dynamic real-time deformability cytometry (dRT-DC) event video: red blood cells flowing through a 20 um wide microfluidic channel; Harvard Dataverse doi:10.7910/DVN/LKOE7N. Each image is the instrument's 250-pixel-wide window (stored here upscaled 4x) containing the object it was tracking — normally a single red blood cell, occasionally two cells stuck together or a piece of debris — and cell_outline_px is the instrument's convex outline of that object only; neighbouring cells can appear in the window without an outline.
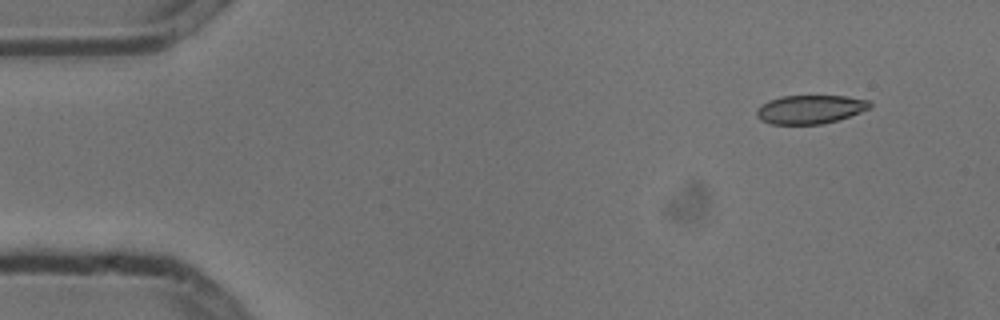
{"species": "common noctule bat (a hibernating species)", "species_latin": "Nyctalus noctula", "temperature_condition": "cold", "stored_images_in_passage": 6, "camera_frame_rate_fps": 3000, "um_per_image_px": 0.085, "animal": {"sex": "male", "body_mass_g": 13.3}, "frame": {"image": 1, "passage_image": 2, "time_ms": 0.333, "image_size_px": [1000, 320], "cell_outline_px": [[872, 108], [836, 120], [820, 124], [772, 124], [760, 120], [756, 116], [756, 112], [760, 104], [768, 100], [780, 96], [848, 96], [868, 100], [872, 104]], "centroid_in_image_um": [68.84, 9.28], "position_along_channel_um": 16.2, "area_um2": 18.96}}
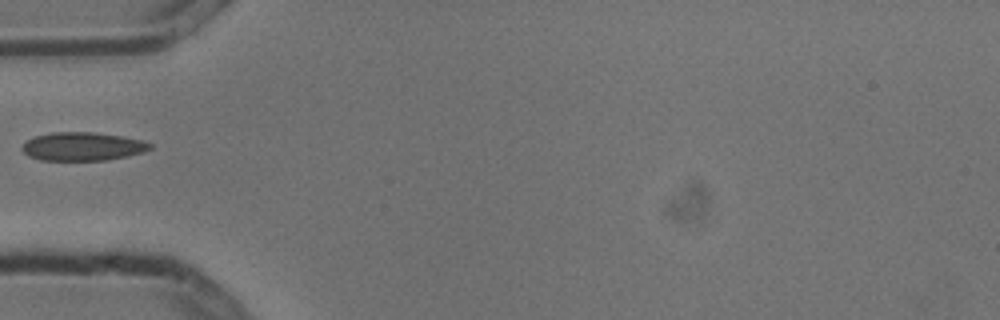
{"frame": {"image": 2, "passage_image": 5, "time_ms": 1.333, "image_size_px": [1000, 320], "cell_outline_px": [[152, 148], [144, 152], [104, 160], [40, 160], [28, 156], [20, 148], [28, 140], [36, 136], [52, 132], [92, 132], [120, 136], [144, 140], [152, 144]], "centroid_in_image_um": [7.02, 12.45], "position_along_channel_um": 78.0, "area_um2": 21.04}}
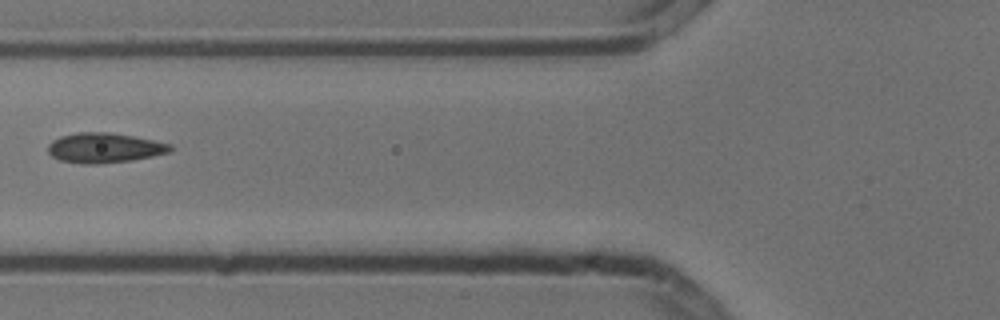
{"frame": {"image": 3, "passage_image": 6, "time_ms": 1.667, "image_size_px": [1000, 320], "cell_outline_px": [[172, 152], [132, 160], [100, 164], [84, 164], [60, 160], [52, 156], [48, 152], [48, 144], [52, 140], [60, 136], [76, 132], [108, 132], [132, 136], [172, 144]], "centroid_in_image_um": [8.86, 12.57], "position_along_channel_um": 116.9, "area_um2": 21.39}}